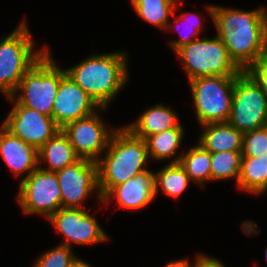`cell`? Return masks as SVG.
I'll return each mask as SVG.
<instances>
[{
	"label": "cell",
	"mask_w": 267,
	"mask_h": 267,
	"mask_svg": "<svg viewBox=\"0 0 267 267\" xmlns=\"http://www.w3.org/2000/svg\"><path fill=\"white\" fill-rule=\"evenodd\" d=\"M154 175L155 197L159 191H162L164 195L177 199L186 191L191 181L185 168L180 163L168 162Z\"/></svg>",
	"instance_id": "cell-22"
},
{
	"label": "cell",
	"mask_w": 267,
	"mask_h": 267,
	"mask_svg": "<svg viewBox=\"0 0 267 267\" xmlns=\"http://www.w3.org/2000/svg\"><path fill=\"white\" fill-rule=\"evenodd\" d=\"M228 122L243 134L267 126V97L244 71L235 80Z\"/></svg>",
	"instance_id": "cell-8"
},
{
	"label": "cell",
	"mask_w": 267,
	"mask_h": 267,
	"mask_svg": "<svg viewBox=\"0 0 267 267\" xmlns=\"http://www.w3.org/2000/svg\"><path fill=\"white\" fill-rule=\"evenodd\" d=\"M237 187L254 195L267 191V154L241 158Z\"/></svg>",
	"instance_id": "cell-21"
},
{
	"label": "cell",
	"mask_w": 267,
	"mask_h": 267,
	"mask_svg": "<svg viewBox=\"0 0 267 267\" xmlns=\"http://www.w3.org/2000/svg\"><path fill=\"white\" fill-rule=\"evenodd\" d=\"M39 168L45 171L57 172L66 166L77 162L76 155L67 135L61 129L38 150ZM46 163L47 168L40 164Z\"/></svg>",
	"instance_id": "cell-19"
},
{
	"label": "cell",
	"mask_w": 267,
	"mask_h": 267,
	"mask_svg": "<svg viewBox=\"0 0 267 267\" xmlns=\"http://www.w3.org/2000/svg\"><path fill=\"white\" fill-rule=\"evenodd\" d=\"M37 257L32 267H70L76 255L73 249L65 245H57Z\"/></svg>",
	"instance_id": "cell-27"
},
{
	"label": "cell",
	"mask_w": 267,
	"mask_h": 267,
	"mask_svg": "<svg viewBox=\"0 0 267 267\" xmlns=\"http://www.w3.org/2000/svg\"><path fill=\"white\" fill-rule=\"evenodd\" d=\"M70 267H92L88 262L83 261L81 258L79 259L77 256L73 260Z\"/></svg>",
	"instance_id": "cell-32"
},
{
	"label": "cell",
	"mask_w": 267,
	"mask_h": 267,
	"mask_svg": "<svg viewBox=\"0 0 267 267\" xmlns=\"http://www.w3.org/2000/svg\"><path fill=\"white\" fill-rule=\"evenodd\" d=\"M178 0H131L135 13L151 24L159 27L164 32L170 22V18L175 11Z\"/></svg>",
	"instance_id": "cell-23"
},
{
	"label": "cell",
	"mask_w": 267,
	"mask_h": 267,
	"mask_svg": "<svg viewBox=\"0 0 267 267\" xmlns=\"http://www.w3.org/2000/svg\"><path fill=\"white\" fill-rule=\"evenodd\" d=\"M128 62L127 52L94 53L65 70L100 108H108L130 79Z\"/></svg>",
	"instance_id": "cell-2"
},
{
	"label": "cell",
	"mask_w": 267,
	"mask_h": 267,
	"mask_svg": "<svg viewBox=\"0 0 267 267\" xmlns=\"http://www.w3.org/2000/svg\"><path fill=\"white\" fill-rule=\"evenodd\" d=\"M61 190V206L86 208L82 203L93 193L99 203L102 196L98 187V165L95 161L79 159L70 166L56 172Z\"/></svg>",
	"instance_id": "cell-12"
},
{
	"label": "cell",
	"mask_w": 267,
	"mask_h": 267,
	"mask_svg": "<svg viewBox=\"0 0 267 267\" xmlns=\"http://www.w3.org/2000/svg\"><path fill=\"white\" fill-rule=\"evenodd\" d=\"M186 170L191 182L205 188L207 181H211V152L200 144L191 147L183 153L179 162Z\"/></svg>",
	"instance_id": "cell-24"
},
{
	"label": "cell",
	"mask_w": 267,
	"mask_h": 267,
	"mask_svg": "<svg viewBox=\"0 0 267 267\" xmlns=\"http://www.w3.org/2000/svg\"><path fill=\"white\" fill-rule=\"evenodd\" d=\"M105 109L100 108L67 73L61 78L52 110V118L61 129L70 122Z\"/></svg>",
	"instance_id": "cell-14"
},
{
	"label": "cell",
	"mask_w": 267,
	"mask_h": 267,
	"mask_svg": "<svg viewBox=\"0 0 267 267\" xmlns=\"http://www.w3.org/2000/svg\"><path fill=\"white\" fill-rule=\"evenodd\" d=\"M176 111L162 104L148 107L137 120L124 126L134 136L146 139L148 136L171 128H184Z\"/></svg>",
	"instance_id": "cell-17"
},
{
	"label": "cell",
	"mask_w": 267,
	"mask_h": 267,
	"mask_svg": "<svg viewBox=\"0 0 267 267\" xmlns=\"http://www.w3.org/2000/svg\"><path fill=\"white\" fill-rule=\"evenodd\" d=\"M184 135V128H171L148 136L145 142L149 157L155 161H164L171 158L170 163H179L183 152L177 151H179Z\"/></svg>",
	"instance_id": "cell-20"
},
{
	"label": "cell",
	"mask_w": 267,
	"mask_h": 267,
	"mask_svg": "<svg viewBox=\"0 0 267 267\" xmlns=\"http://www.w3.org/2000/svg\"><path fill=\"white\" fill-rule=\"evenodd\" d=\"M155 198V175L150 170H146L114 186L102 198L101 204H108L115 199L119 208L138 210L152 203Z\"/></svg>",
	"instance_id": "cell-15"
},
{
	"label": "cell",
	"mask_w": 267,
	"mask_h": 267,
	"mask_svg": "<svg viewBox=\"0 0 267 267\" xmlns=\"http://www.w3.org/2000/svg\"><path fill=\"white\" fill-rule=\"evenodd\" d=\"M193 265L190 264L188 259H180V260H174L167 263L164 267H191Z\"/></svg>",
	"instance_id": "cell-31"
},
{
	"label": "cell",
	"mask_w": 267,
	"mask_h": 267,
	"mask_svg": "<svg viewBox=\"0 0 267 267\" xmlns=\"http://www.w3.org/2000/svg\"><path fill=\"white\" fill-rule=\"evenodd\" d=\"M206 11L215 25L216 35L242 71L263 56L267 20L265 7L246 11L206 4Z\"/></svg>",
	"instance_id": "cell-1"
},
{
	"label": "cell",
	"mask_w": 267,
	"mask_h": 267,
	"mask_svg": "<svg viewBox=\"0 0 267 267\" xmlns=\"http://www.w3.org/2000/svg\"><path fill=\"white\" fill-rule=\"evenodd\" d=\"M26 18L9 35L0 37V92L10 97L25 73L49 49L36 50Z\"/></svg>",
	"instance_id": "cell-4"
},
{
	"label": "cell",
	"mask_w": 267,
	"mask_h": 267,
	"mask_svg": "<svg viewBox=\"0 0 267 267\" xmlns=\"http://www.w3.org/2000/svg\"><path fill=\"white\" fill-rule=\"evenodd\" d=\"M236 77L206 76L188 81L199 126L228 122Z\"/></svg>",
	"instance_id": "cell-7"
},
{
	"label": "cell",
	"mask_w": 267,
	"mask_h": 267,
	"mask_svg": "<svg viewBox=\"0 0 267 267\" xmlns=\"http://www.w3.org/2000/svg\"><path fill=\"white\" fill-rule=\"evenodd\" d=\"M0 156L14 176L23 179L39 167L38 149L0 126Z\"/></svg>",
	"instance_id": "cell-16"
},
{
	"label": "cell",
	"mask_w": 267,
	"mask_h": 267,
	"mask_svg": "<svg viewBox=\"0 0 267 267\" xmlns=\"http://www.w3.org/2000/svg\"><path fill=\"white\" fill-rule=\"evenodd\" d=\"M264 57L267 58V20H266V24H265V40H264Z\"/></svg>",
	"instance_id": "cell-33"
},
{
	"label": "cell",
	"mask_w": 267,
	"mask_h": 267,
	"mask_svg": "<svg viewBox=\"0 0 267 267\" xmlns=\"http://www.w3.org/2000/svg\"><path fill=\"white\" fill-rule=\"evenodd\" d=\"M264 253H265V255H264V256H265V259H266V262H267V247H266V249H265V252H264Z\"/></svg>",
	"instance_id": "cell-34"
},
{
	"label": "cell",
	"mask_w": 267,
	"mask_h": 267,
	"mask_svg": "<svg viewBox=\"0 0 267 267\" xmlns=\"http://www.w3.org/2000/svg\"><path fill=\"white\" fill-rule=\"evenodd\" d=\"M99 112L70 122L62 128L80 159L97 162L117 129H108Z\"/></svg>",
	"instance_id": "cell-11"
},
{
	"label": "cell",
	"mask_w": 267,
	"mask_h": 267,
	"mask_svg": "<svg viewBox=\"0 0 267 267\" xmlns=\"http://www.w3.org/2000/svg\"><path fill=\"white\" fill-rule=\"evenodd\" d=\"M244 72L257 83L267 97V58L264 56L260 57Z\"/></svg>",
	"instance_id": "cell-29"
},
{
	"label": "cell",
	"mask_w": 267,
	"mask_h": 267,
	"mask_svg": "<svg viewBox=\"0 0 267 267\" xmlns=\"http://www.w3.org/2000/svg\"><path fill=\"white\" fill-rule=\"evenodd\" d=\"M103 154L97 161L98 187L102 198L114 186L149 170L146 168L150 157L145 140L134 136L124 126L116 129Z\"/></svg>",
	"instance_id": "cell-3"
},
{
	"label": "cell",
	"mask_w": 267,
	"mask_h": 267,
	"mask_svg": "<svg viewBox=\"0 0 267 267\" xmlns=\"http://www.w3.org/2000/svg\"><path fill=\"white\" fill-rule=\"evenodd\" d=\"M6 98L14 105L1 125L25 143L39 150L61 130L52 117L18 104L11 97Z\"/></svg>",
	"instance_id": "cell-13"
},
{
	"label": "cell",
	"mask_w": 267,
	"mask_h": 267,
	"mask_svg": "<svg viewBox=\"0 0 267 267\" xmlns=\"http://www.w3.org/2000/svg\"><path fill=\"white\" fill-rule=\"evenodd\" d=\"M241 152L221 151L211 153V181L235 179L238 182Z\"/></svg>",
	"instance_id": "cell-25"
},
{
	"label": "cell",
	"mask_w": 267,
	"mask_h": 267,
	"mask_svg": "<svg viewBox=\"0 0 267 267\" xmlns=\"http://www.w3.org/2000/svg\"><path fill=\"white\" fill-rule=\"evenodd\" d=\"M64 236L61 245L101 244L108 240L95 217L86 208L61 207L47 219Z\"/></svg>",
	"instance_id": "cell-10"
},
{
	"label": "cell",
	"mask_w": 267,
	"mask_h": 267,
	"mask_svg": "<svg viewBox=\"0 0 267 267\" xmlns=\"http://www.w3.org/2000/svg\"><path fill=\"white\" fill-rule=\"evenodd\" d=\"M65 74L66 70L58 66L48 49L25 73L10 97L18 104L52 117L54 99Z\"/></svg>",
	"instance_id": "cell-5"
},
{
	"label": "cell",
	"mask_w": 267,
	"mask_h": 267,
	"mask_svg": "<svg viewBox=\"0 0 267 267\" xmlns=\"http://www.w3.org/2000/svg\"><path fill=\"white\" fill-rule=\"evenodd\" d=\"M242 157H259L267 154V126L243 134Z\"/></svg>",
	"instance_id": "cell-28"
},
{
	"label": "cell",
	"mask_w": 267,
	"mask_h": 267,
	"mask_svg": "<svg viewBox=\"0 0 267 267\" xmlns=\"http://www.w3.org/2000/svg\"><path fill=\"white\" fill-rule=\"evenodd\" d=\"M174 53L180 58L189 81L206 76H238L242 72L217 35L195 39Z\"/></svg>",
	"instance_id": "cell-6"
},
{
	"label": "cell",
	"mask_w": 267,
	"mask_h": 267,
	"mask_svg": "<svg viewBox=\"0 0 267 267\" xmlns=\"http://www.w3.org/2000/svg\"><path fill=\"white\" fill-rule=\"evenodd\" d=\"M182 1H177L176 3V7H175V11L173 12V15L172 17H174V22H170L168 23V26L166 28V31L169 30L170 31V28L172 29H178V27L180 28L181 25L182 27L184 28V24L186 23V27L188 26V29H185V31H187V33L183 32L184 34H181V37L180 39H177V40H171L169 41V47L172 48L173 52H175L178 48L186 45V44H189L190 42L194 41L195 39H198L199 37V34L200 32H202V25L204 24V22L202 23L201 22V19H200V15L197 13H191V12H182L180 15H177L176 16V8L178 6V3H181ZM190 17L193 18L190 20ZM195 17V19H194ZM189 21V22H188ZM184 22V24H182ZM174 23V24H173ZM181 23V24H180ZM180 24V26H179ZM190 27V28H189ZM180 30V29H178Z\"/></svg>",
	"instance_id": "cell-26"
},
{
	"label": "cell",
	"mask_w": 267,
	"mask_h": 267,
	"mask_svg": "<svg viewBox=\"0 0 267 267\" xmlns=\"http://www.w3.org/2000/svg\"><path fill=\"white\" fill-rule=\"evenodd\" d=\"M192 267H226L220 261V259L210 257L208 255H203L200 253L196 256V259L193 261Z\"/></svg>",
	"instance_id": "cell-30"
},
{
	"label": "cell",
	"mask_w": 267,
	"mask_h": 267,
	"mask_svg": "<svg viewBox=\"0 0 267 267\" xmlns=\"http://www.w3.org/2000/svg\"><path fill=\"white\" fill-rule=\"evenodd\" d=\"M17 201L27 215L40 214L48 219L61 206V190L56 172L35 169L19 182Z\"/></svg>",
	"instance_id": "cell-9"
},
{
	"label": "cell",
	"mask_w": 267,
	"mask_h": 267,
	"mask_svg": "<svg viewBox=\"0 0 267 267\" xmlns=\"http://www.w3.org/2000/svg\"><path fill=\"white\" fill-rule=\"evenodd\" d=\"M200 127L202 132L197 141L205 150L211 153L242 151L243 133L229 122L207 123Z\"/></svg>",
	"instance_id": "cell-18"
}]
</instances>
